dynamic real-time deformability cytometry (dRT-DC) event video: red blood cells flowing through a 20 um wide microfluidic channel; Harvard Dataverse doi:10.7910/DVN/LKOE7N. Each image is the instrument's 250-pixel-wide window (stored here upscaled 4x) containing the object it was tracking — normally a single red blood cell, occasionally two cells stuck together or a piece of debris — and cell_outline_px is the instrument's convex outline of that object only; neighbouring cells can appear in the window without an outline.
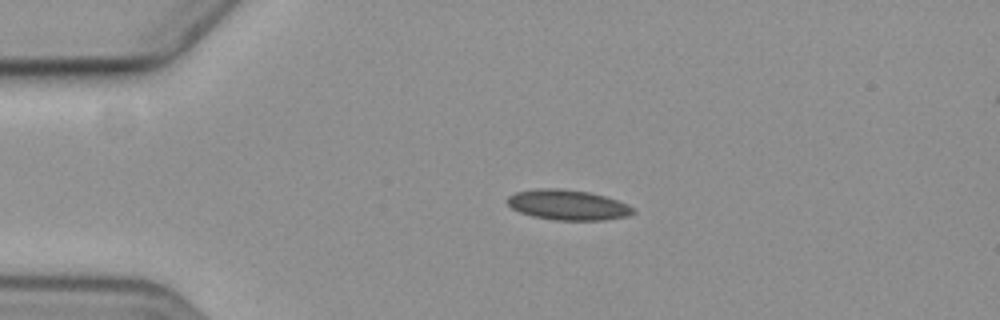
{"species": "common noctule bat (a hibernating species)", "species_latin": "Nyctalus noctula", "temperature_condition": "cold", "stored_images_in_passage": 4, "camera_frame_rate_fps": 3000, "um_per_image_px": 0.085, "animal": {"sex": "female", "body_mass_g": 19.3, "forearm_length_mm": 54.1}, "frame": {"image": 1, "passage_image": 2, "time_ms": 2.333, "image_size_px": [1000, 320], "cell_outline_px": [[636, 212], [628, 216], [604, 220], [552, 220], [532, 216], [520, 212], [512, 208], [504, 200], [508, 196], [516, 192], [536, 188], [560, 188], [588, 192], [604, 196], [628, 204]], "centroid_in_image_um": [48.23, 17.42], "position_along_channel_um": 36.8, "area_um2": 22.25}}